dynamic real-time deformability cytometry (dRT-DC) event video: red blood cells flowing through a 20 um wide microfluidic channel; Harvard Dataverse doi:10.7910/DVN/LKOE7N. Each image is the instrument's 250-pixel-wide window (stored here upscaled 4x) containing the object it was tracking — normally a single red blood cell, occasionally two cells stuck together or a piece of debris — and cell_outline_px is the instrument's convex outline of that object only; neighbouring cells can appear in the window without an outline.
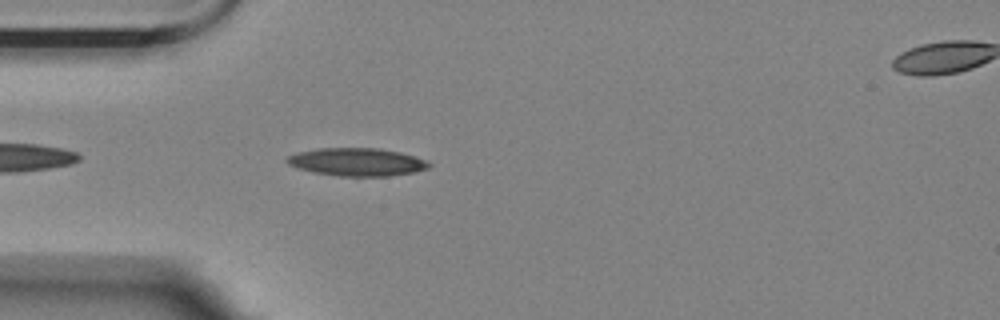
{"species": "Egyptian fruit bat (a non-hibernating species)", "species_latin": "Rousettus aegyptiacus", "temperature_condition": "room temperature", "stored_images_in_passage": 5, "segment_of_instrument_passage": [1, 2], "camera_frame_rate_fps": 3000, "um_per_image_px": 0.085, "animal": {"sex": "female"}, "frame": {"image": 1, "passage_image": 4, "time_ms": 1.0, "image_size_px": [1000, 320], "cell_outline_px": [[432, 164], [428, 168], [416, 172], [388, 176], [340, 176], [316, 172], [300, 168], [288, 164], [284, 160], [288, 156], [300, 152], [320, 148], [380, 148], [400, 152], [416, 156], [428, 160]], "centroid_in_image_um": [30.42, 13.76], "position_along_channel_um": 54.6, "area_um2": 23.06}}